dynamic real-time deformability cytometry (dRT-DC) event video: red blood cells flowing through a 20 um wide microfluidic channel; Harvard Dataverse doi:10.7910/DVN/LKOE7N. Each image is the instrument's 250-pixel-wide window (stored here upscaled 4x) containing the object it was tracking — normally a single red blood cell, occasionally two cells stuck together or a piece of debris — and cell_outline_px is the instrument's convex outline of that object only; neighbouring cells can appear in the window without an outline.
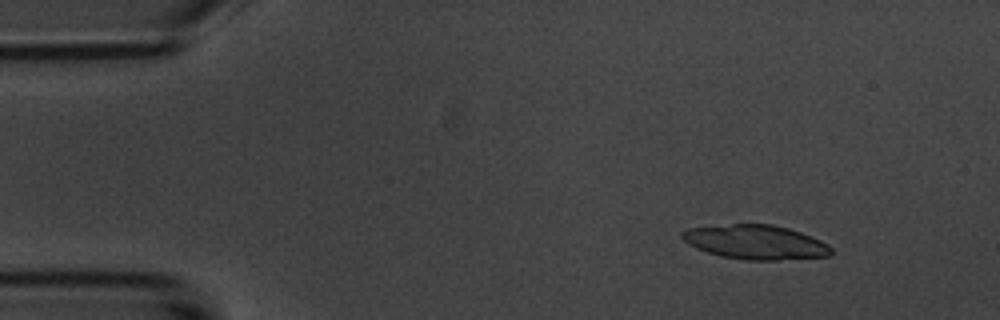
{"species": "common noctule bat (a hibernating species)", "species_latin": "Nyctalus noctula", "temperature_condition": "room temperature", "stored_images_in_passage": 5, "camera_frame_rate_fps": 3000, "um_per_image_px": 0.085, "animal": {"sex": "male", "body_mass_g": 20.1, "forearm_length_mm": 53.5}, "frame": {"image": 1, "passage_image": 2, "time_ms": 1.333, "image_size_px": [1000, 320], "cell_outline_px": [[832, 256], [776, 260], [744, 260], [720, 256], [696, 248], [688, 244], [680, 236], [680, 232], [688, 228], [732, 224], [772, 224], [788, 228], [800, 232], [820, 240], [828, 244], [832, 248]], "centroid_in_image_um": [64.22, 20.59], "position_along_channel_um": 20.8, "area_um2": 29.88}}